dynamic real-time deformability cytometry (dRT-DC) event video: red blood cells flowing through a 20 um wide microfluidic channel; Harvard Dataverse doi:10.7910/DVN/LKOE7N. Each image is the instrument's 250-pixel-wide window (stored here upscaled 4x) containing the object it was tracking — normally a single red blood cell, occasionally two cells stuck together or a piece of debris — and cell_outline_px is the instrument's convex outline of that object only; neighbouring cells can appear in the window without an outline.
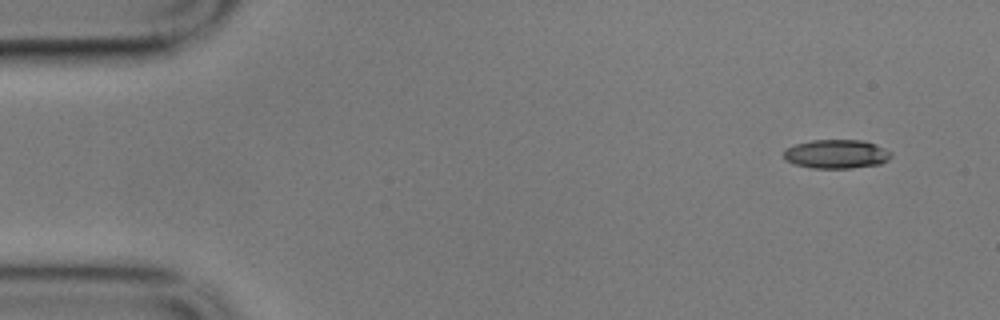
{"species": "common noctule bat (a hibernating species)", "species_latin": "Nyctalus noctula", "temperature_condition": "cold", "stored_images_in_passage": 7, "camera_frame_rate_fps": 3000, "um_per_image_px": 0.085, "animal": {"sex": "male", "body_mass_g": 17.9}, "frame": {"image": 1, "passage_image": 1, "time_ms": 0.0, "image_size_px": [1000, 320], "cell_outline_px": [[892, 156], [888, 160], [880, 164], [852, 168], [812, 168], [796, 164], [784, 160], [784, 148], [796, 144], [812, 140], [864, 140], [876, 144], [892, 152]], "centroid_in_image_um": [71.11, 13.09], "position_along_channel_um": 13.9, "area_um2": 18.21}}
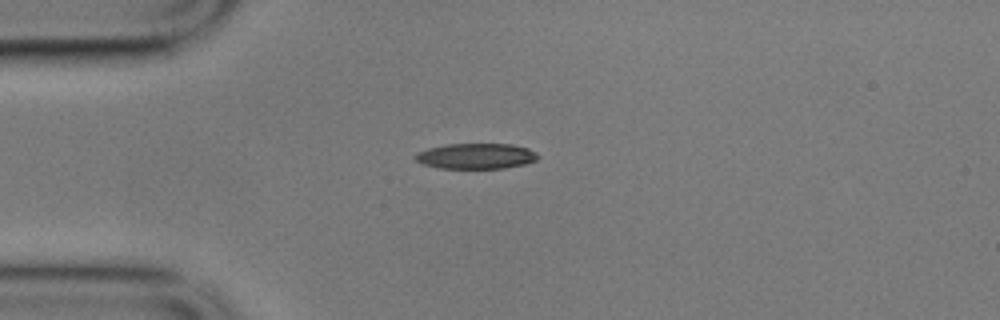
{"frame": {"image": 2, "passage_image": 4, "time_ms": 1.0, "image_size_px": [1000, 320], "cell_outline_px": [[540, 156], [536, 160], [524, 164], [504, 168], [436, 168], [420, 164], [412, 156], [416, 152], [428, 148], [448, 144], [512, 144], [528, 148], [536, 152]], "centroid_in_image_um": [40.42, 13.27], "position_along_channel_um": 44.6, "area_um2": 18.44}}
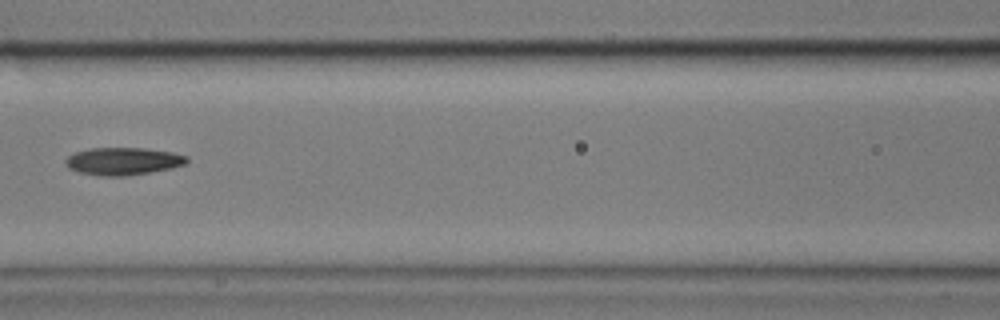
{"frame": {"image": 3, "passage_image": 7, "time_ms": 2.0, "image_size_px": [1000, 320], "cell_outline_px": [[188, 160], [184, 164], [172, 168], [124, 176], [100, 176], [80, 172], [68, 168], [64, 164], [64, 160], [68, 156], [76, 152], [92, 148], [144, 148], [172, 152], [188, 156]], "centroid_in_image_um": [10.44, 13.7], "position_along_channel_um": 156.2, "area_um2": 19.36}}